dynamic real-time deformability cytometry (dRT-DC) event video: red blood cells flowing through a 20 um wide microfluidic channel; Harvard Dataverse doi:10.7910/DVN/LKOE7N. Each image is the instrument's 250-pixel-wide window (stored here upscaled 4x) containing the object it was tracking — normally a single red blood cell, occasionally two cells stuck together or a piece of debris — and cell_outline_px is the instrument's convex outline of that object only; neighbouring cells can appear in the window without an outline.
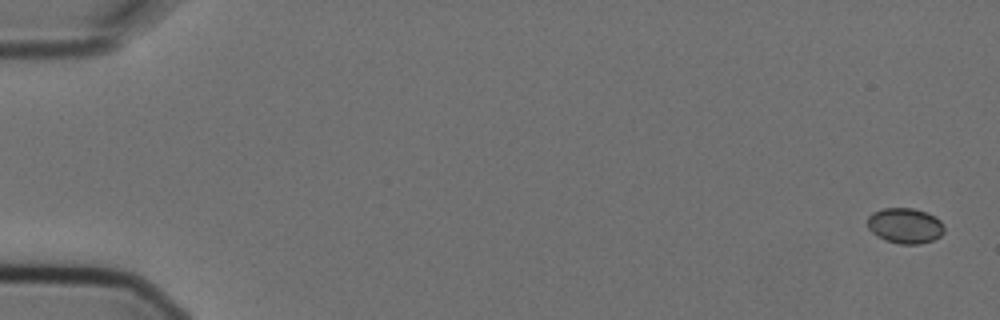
{"species": "Egyptian fruit bat (a non-hibernating species)", "species_latin": "Rousettus aegyptiacus", "temperature_condition": "cold", "stored_images_in_passage": 8, "camera_frame_rate_fps": 3000, "um_per_image_px": 0.085, "animal": {"sex": "female"}, "frame": {"image": 1, "passage_image": 1, "time_ms": 0.0, "image_size_px": [1000, 320], "cell_outline_px": [[944, 232], [940, 236], [932, 240], [920, 244], [900, 244], [884, 240], [876, 236], [868, 228], [868, 216], [872, 212], [884, 208], [912, 208], [924, 212], [940, 220], [944, 224]], "centroid_in_image_um": [76.91, 19.19], "position_along_channel_um": 8.1, "area_um2": 15.84}}
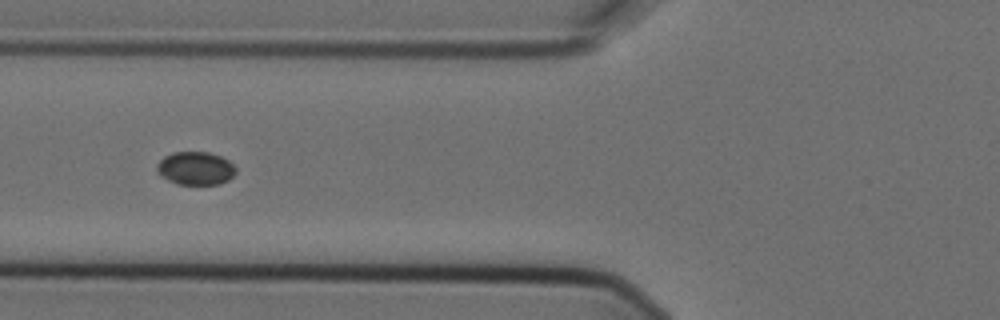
{"frame": {"image": 2, "passage_image": 7, "time_ms": 2.0, "image_size_px": [1000, 320], "cell_outline_px": [[236, 172], [228, 180], [220, 184], [176, 184], [160, 176], [156, 172], [156, 164], [164, 156], [172, 152], [208, 152], [220, 156], [228, 160], [236, 168]], "centroid_in_image_um": [16.59, 14.3], "position_along_channel_um": 109.2, "area_um2": 15.37}}
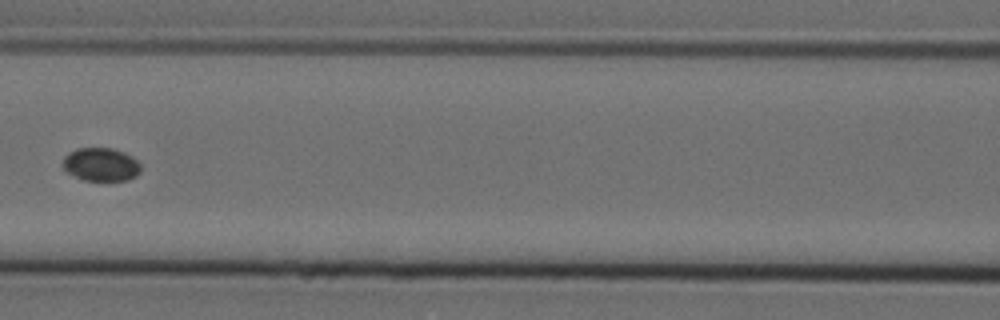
{"frame": {"image": 3, "passage_image": 8, "time_ms": 2.333, "image_size_px": [1000, 320], "cell_outline_px": [[140, 172], [136, 176], [128, 180], [84, 180], [68, 172], [60, 164], [64, 156], [68, 152], [76, 148], [112, 148], [124, 152], [132, 156], [140, 164]], "centroid_in_image_um": [8.56, 13.96], "position_along_channel_um": 158.0, "area_um2": 15.2}}